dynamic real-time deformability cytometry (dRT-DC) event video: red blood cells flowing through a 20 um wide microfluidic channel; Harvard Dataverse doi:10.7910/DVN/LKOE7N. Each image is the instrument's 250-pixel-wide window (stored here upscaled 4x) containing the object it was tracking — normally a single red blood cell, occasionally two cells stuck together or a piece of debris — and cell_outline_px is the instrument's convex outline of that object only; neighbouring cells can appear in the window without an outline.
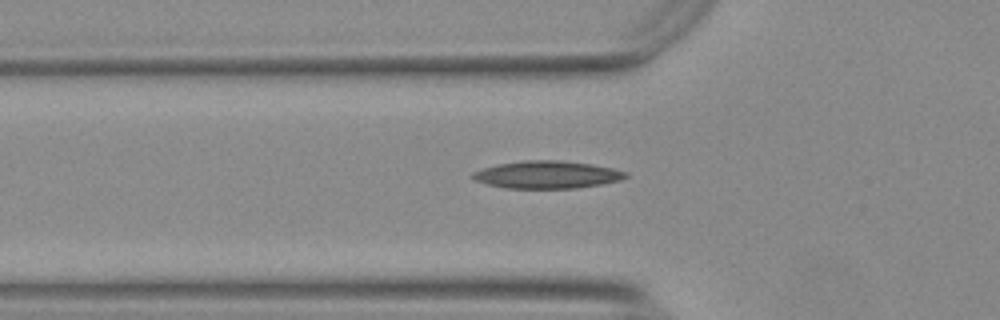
{"species": "Egyptian fruit bat (a non-hibernating species)", "species_latin": "Rousettus aegyptiacus", "temperature_condition": "warm", "stored_images_in_passage": 33, "camera_frame_rate_fps": 3000, "um_per_image_px": 0.085, "animal": {"sex": "female"}, "frame": {"image": 1, "passage_image": 3, "time_ms": 0.667, "image_size_px": [1000, 320], "cell_outline_px": [[628, 176], [620, 180], [600, 184], [576, 188], [508, 188], [488, 184], [476, 180], [472, 176], [472, 172], [496, 164], [524, 160], [560, 160], [592, 164], [612, 168], [628, 172]], "centroid_in_image_um": [46.52, 14.84], "position_along_channel_um": 79.3, "area_um2": 24.39}}
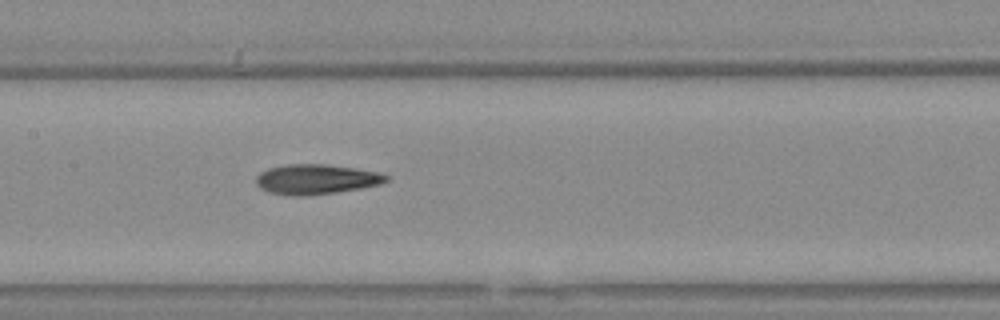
{"frame": {"image": 2, "passage_image": 11, "time_ms": 3.333, "image_size_px": [1000, 320], "cell_outline_px": [[388, 180], [380, 184], [360, 188], [336, 192], [308, 196], [292, 196], [268, 192], [260, 188], [256, 184], [256, 176], [260, 172], [268, 168], [288, 164], [324, 164], [356, 168], [380, 172], [388, 176]], "centroid_in_image_um": [26.85, 15.24], "position_along_channel_um": 180.6, "area_um2": 22.83}}
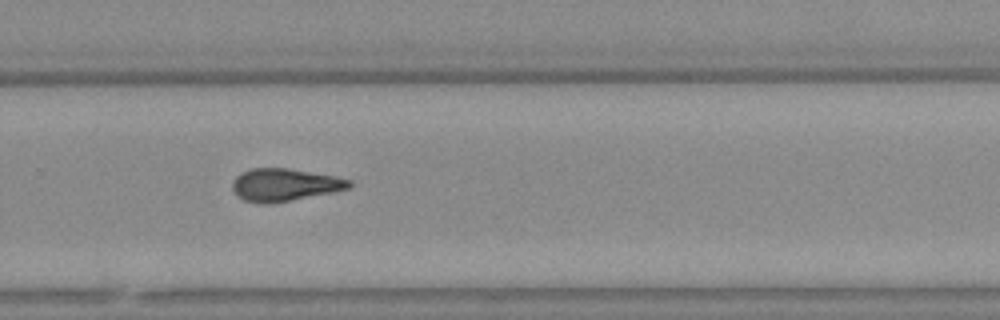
{"frame": {"image": 3, "passage_image": 21, "time_ms": 6.667, "image_size_px": [1000, 320], "cell_outline_px": [[352, 188], [292, 200], [268, 204], [260, 204], [244, 200], [236, 196], [232, 188], [232, 184], [236, 176], [240, 172], [252, 168], [288, 168], [336, 176], [352, 180]], "centroid_in_image_um": [24.19, 15.71], "position_along_channel_um": 305.6, "area_um2": 22.37}, "authors_computed_cell_mechanics": {"area_um2": 22.1374, "velocity_mm_per_s": 3.7696, "shape_relaxation_time_tau1_ms": 9.9871, "shape_relaxation_time_tau2_ms": 4.4872, "deformation_change_tau1": 0.2363, "deformation_change_tau2": 0.1394}}